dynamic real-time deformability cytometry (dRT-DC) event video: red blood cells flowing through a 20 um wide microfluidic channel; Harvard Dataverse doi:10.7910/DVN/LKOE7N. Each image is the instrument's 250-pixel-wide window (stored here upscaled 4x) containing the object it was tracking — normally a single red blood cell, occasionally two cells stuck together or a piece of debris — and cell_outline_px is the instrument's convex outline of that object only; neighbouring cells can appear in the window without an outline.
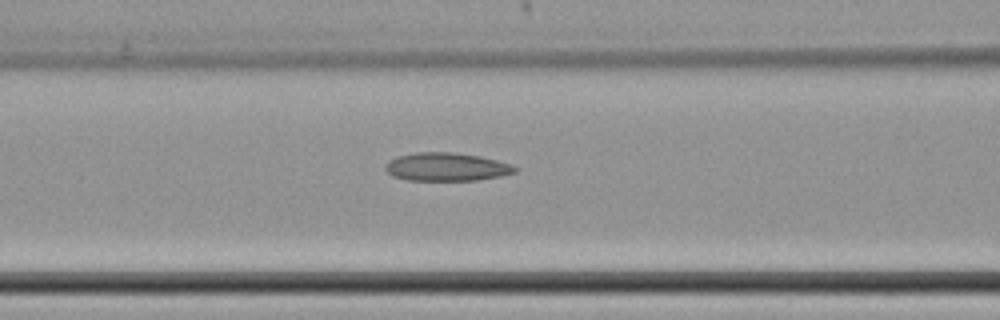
{"species": "common noctule bat (a hibernating species)", "species_latin": "Nyctalus noctula", "temperature_condition": "cold", "stored_images_in_passage": 11, "segment_of_instrument_passage": [2, 2], "camera_frame_rate_fps": 3000, "um_per_image_px": 0.085, "animal": {"sex": "female", "body_mass_g": 22.7, "forearm_length_mm": 54.2}, "frame": {"image": 1, "passage_image": 11, "time_ms": 3.333, "image_size_px": [1000, 320], "cell_outline_px": [[520, 168], [516, 172], [500, 176], [476, 180], [408, 180], [392, 176], [384, 168], [384, 164], [388, 160], [396, 156], [416, 152], [452, 152], [480, 156], [512, 164]], "centroid_in_image_um": [37.94, 14.18], "position_along_channel_um": 128.7, "area_um2": 21.5}}